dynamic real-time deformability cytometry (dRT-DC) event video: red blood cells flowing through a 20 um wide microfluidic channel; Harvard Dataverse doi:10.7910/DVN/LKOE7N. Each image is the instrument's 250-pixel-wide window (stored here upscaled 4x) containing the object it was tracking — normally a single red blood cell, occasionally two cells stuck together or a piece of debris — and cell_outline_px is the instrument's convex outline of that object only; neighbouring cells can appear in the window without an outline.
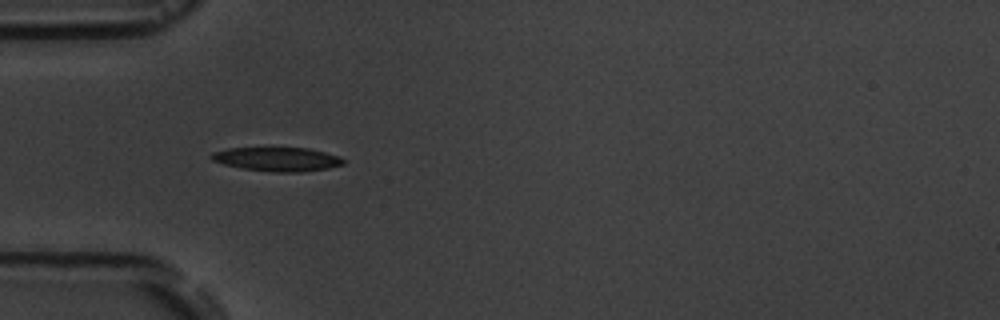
{"species": "common noctule bat (a hibernating species)", "species_latin": "Nyctalus noctula", "temperature_condition": "room temperature", "stored_images_in_passage": 16, "camera_frame_rate_fps": 3000, "um_per_image_px": 0.085, "animal": {"sex": "male", "body_mass_g": 19.5, "forearm_length_mm": 54.6}, "frame": {"image": 1, "passage_image": 5, "time_ms": 4.667, "image_size_px": [1000, 320], "cell_outline_px": [[344, 164], [328, 168], [300, 172], [276, 172], [240, 168], [224, 164], [212, 160], [208, 156], [212, 152], [228, 148], [268, 144], [308, 148], [340, 156], [344, 160]], "centroid_in_image_um": [23.5, 13.47], "position_along_channel_um": 61.5, "area_um2": 19.54}}
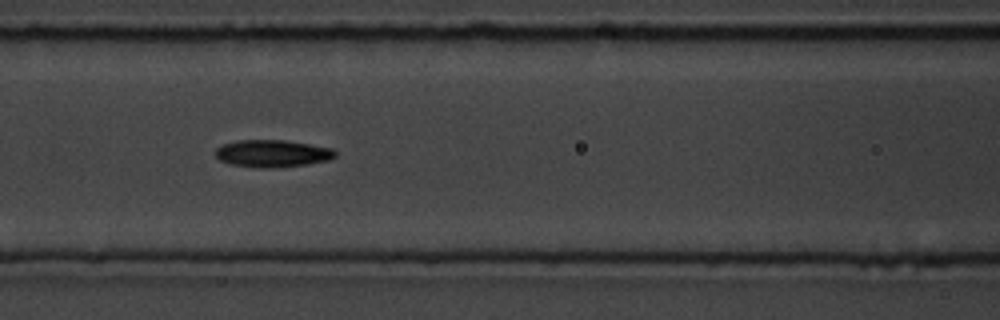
{"frame": {"image": 2, "passage_image": 7, "time_ms": 7.0, "image_size_px": [1000, 320], "cell_outline_px": [[336, 156], [328, 160], [308, 164], [276, 168], [260, 168], [228, 164], [220, 160], [216, 156], [216, 148], [224, 144], [236, 140], [284, 140], [332, 148], [336, 152]], "centroid_in_image_um": [23.14, 13.05], "position_along_channel_um": 143.5, "area_um2": 19.07}}
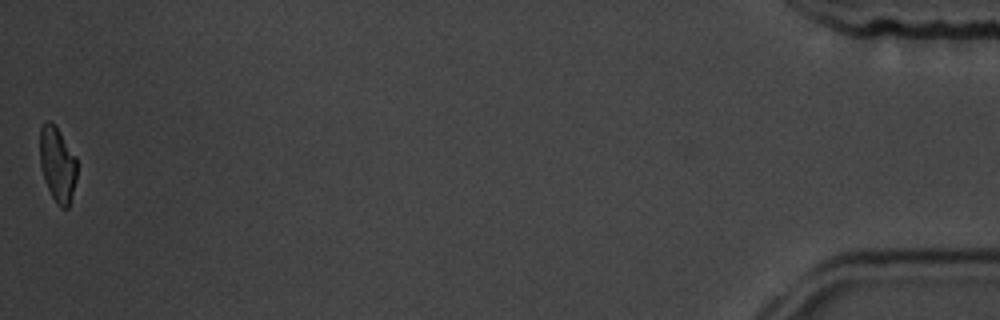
{"frame": {"image": 3, "passage_image": 16, "time_ms": 17.667, "image_size_px": [1000, 320], "cell_outline_px": [[76, 180], [68, 208], [60, 208], [56, 204], [48, 188], [40, 164], [40, 128], [48, 120], [52, 120], [76, 156]], "centroid_in_image_um": [4.89, 13.95], "position_along_channel_um": 430.3, "area_um2": 16.13}, "authors_computed_cell_mechanics": {"area_um2": 18.3226, "velocity_mm_per_s": 3.6114, "shape_relaxation_time_tau1_ms": 4.5758, "shape_relaxation_time_tau2_ms": 2.9109, "deformation_change_tau1": 0.1202, "deformation_change_tau2": 0.0825}}